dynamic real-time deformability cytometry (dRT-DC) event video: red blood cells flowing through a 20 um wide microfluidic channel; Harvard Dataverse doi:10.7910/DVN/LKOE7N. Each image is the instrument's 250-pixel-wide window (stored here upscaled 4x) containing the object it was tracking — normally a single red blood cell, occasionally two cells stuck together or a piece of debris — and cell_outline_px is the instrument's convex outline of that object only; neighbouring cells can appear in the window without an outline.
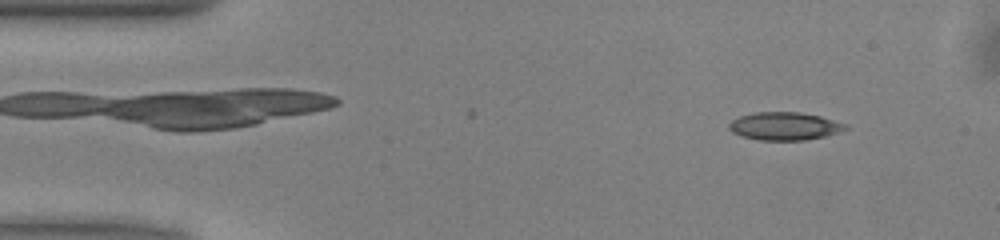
{"species": "common noctule bat (a hibernating species)", "species_latin": "Nyctalus noctula", "temperature_condition": "warm", "stored_images_in_passage": 49, "camera_frame_rate_fps": 3000, "um_per_image_px": 0.085, "animal": {"sex": "male", "body_mass_g": 13.0, "forearm_length_mm": 53.1}, "frame": {"image": 1, "passage_image": 4, "time_ms": 1.0, "image_size_px": [1000, 240], "cell_outline_px": [[848, 128], [840, 132], [828, 136], [804, 140], [760, 140], [740, 136], [732, 132], [728, 128], [728, 124], [732, 120], [740, 116], [756, 112], [800, 112], [820, 116], [848, 124]], "centroid_in_image_um": [66.71, 10.72], "position_along_channel_um": 18.3, "area_um2": 19.13}}
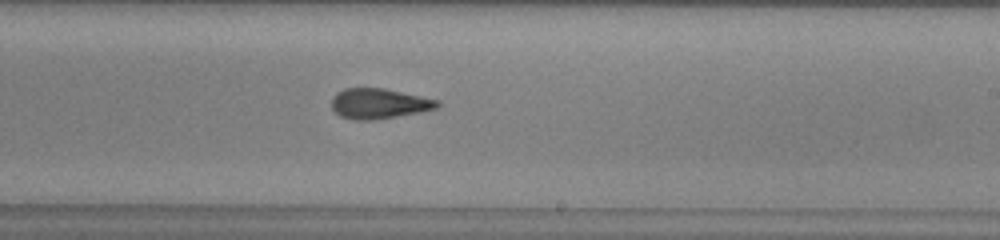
{"frame": {"image": 2, "passage_image": 28, "time_ms": 9.0, "image_size_px": [1000, 240], "cell_outline_px": [[440, 104], [436, 108], [420, 112], [372, 120], [356, 120], [340, 116], [332, 108], [332, 96], [336, 92], [344, 88], [384, 88], [440, 100]], "centroid_in_image_um": [32.2, 8.79], "position_along_channel_um": 256.8, "area_um2": 18.61}}
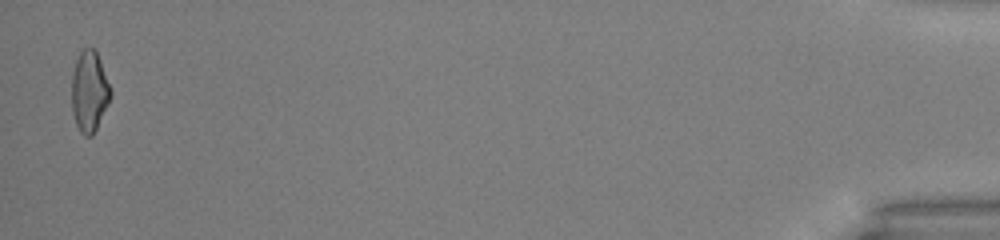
{"frame": {"image": 3, "passage_image": 48, "time_ms": 15.667, "image_size_px": [1000, 240], "cell_outline_px": [[112, 96], [92, 136], [84, 136], [80, 132], [76, 124], [72, 112], [72, 72], [76, 60], [80, 52], [84, 48], [92, 48], [96, 52], [112, 88]], "centroid_in_image_um": [7.6, 7.78], "position_along_channel_um": 427.6, "area_um2": 18.32}, "authors_computed_cell_mechanics": {"area_um2": 18.7272, "velocity_mm_per_s": 4.0644, "shape_relaxation_time_tau1_ms": 6.9432, "shape_relaxation_time_tau2_ms": 1.8077, "deformation_change_tau1": 0.1867, "deformation_change_tau2": 0.0886}}